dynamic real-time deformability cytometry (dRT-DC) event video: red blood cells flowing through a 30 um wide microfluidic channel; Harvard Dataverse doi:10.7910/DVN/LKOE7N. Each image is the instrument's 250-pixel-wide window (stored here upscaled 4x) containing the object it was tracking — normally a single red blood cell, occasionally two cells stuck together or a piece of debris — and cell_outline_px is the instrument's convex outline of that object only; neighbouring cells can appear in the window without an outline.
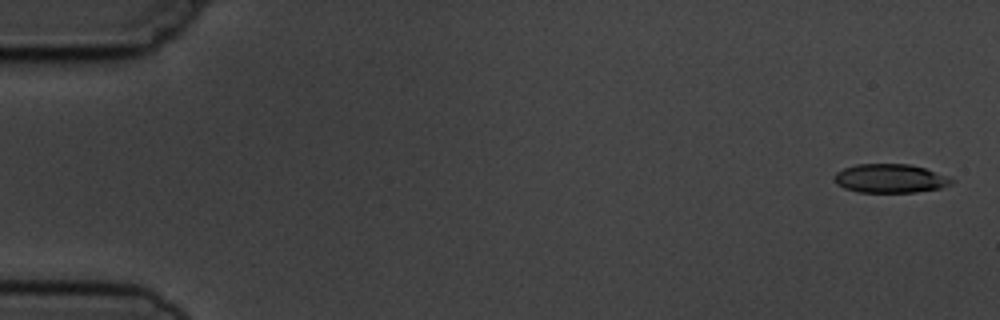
{"species": "common noctule bat (a hibernating species)", "species_latin": "Nyctalus noctula", "temperature_condition": "cold", "stored_images_in_passage": 5, "camera_frame_rate_fps": 3000, "um_per_image_px": 0.085, "animal": {"sex": "male", "body_mass_g": 19.5, "forearm_length_mm": 54.6}, "frame": {"image": 1, "passage_image": 1, "time_ms": 0.0, "image_size_px": [1000, 320], "cell_outline_px": [[956, 180], [952, 184], [940, 188], [916, 192], [860, 192], [844, 188], [836, 184], [832, 176], [836, 172], [844, 168], [856, 164], [908, 164], [924, 168]], "centroid_in_image_um": [75.63, 15.17], "position_along_channel_um": 9.4, "area_um2": 19.65}}
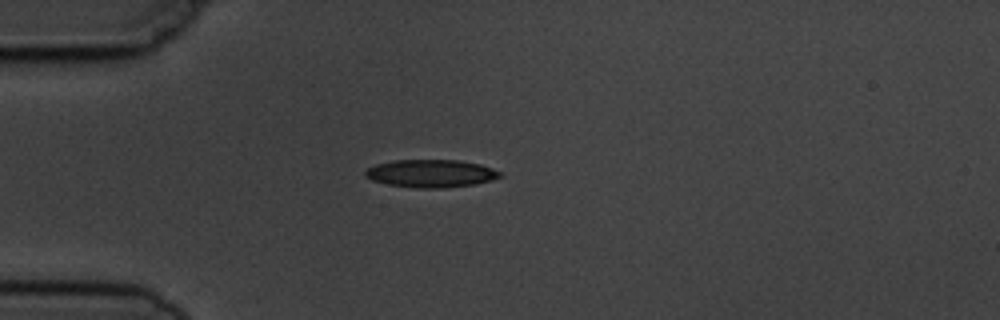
{"frame": {"image": 2, "passage_image": 4, "time_ms": 4.333, "image_size_px": [1000, 320], "cell_outline_px": [[504, 176], [492, 180], [476, 184], [444, 188], [416, 188], [388, 184], [372, 180], [364, 176], [364, 172], [368, 168], [376, 164], [396, 160], [460, 160], [480, 164], [492, 168], [500, 172]], "centroid_in_image_um": [36.66, 14.74], "position_along_channel_um": 48.3, "area_um2": 21.91}}